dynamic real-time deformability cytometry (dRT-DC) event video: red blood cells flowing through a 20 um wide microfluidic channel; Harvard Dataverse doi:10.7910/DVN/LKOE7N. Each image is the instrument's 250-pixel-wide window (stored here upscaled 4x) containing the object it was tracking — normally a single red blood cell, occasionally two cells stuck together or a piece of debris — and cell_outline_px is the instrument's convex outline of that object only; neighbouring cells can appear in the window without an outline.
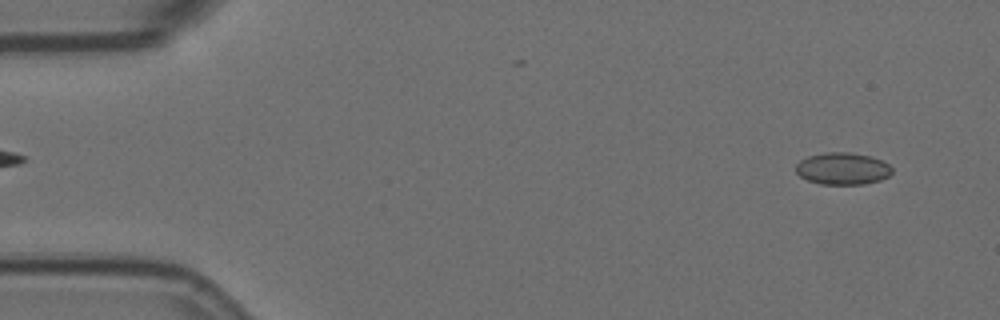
{"species": "Egyptian fruit bat (a non-hibernating species)", "species_latin": "Rousettus aegyptiacus", "temperature_condition": "room temperature", "stored_images_in_passage": 57, "camera_frame_rate_fps": 3000, "um_per_image_px": 0.085, "animal": {"sex": "female"}, "frame": {"image": 1, "passage_image": 4, "time_ms": 1.0, "image_size_px": [1000, 320], "cell_outline_px": [[892, 172], [888, 176], [880, 180], [864, 184], [820, 184], [808, 180], [800, 176], [796, 172], [796, 164], [800, 160], [808, 156], [824, 152], [852, 152], [872, 156], [888, 164], [892, 168]], "centroid_in_image_um": [71.62, 14.32], "position_along_channel_um": 13.4, "area_um2": 18.03}}
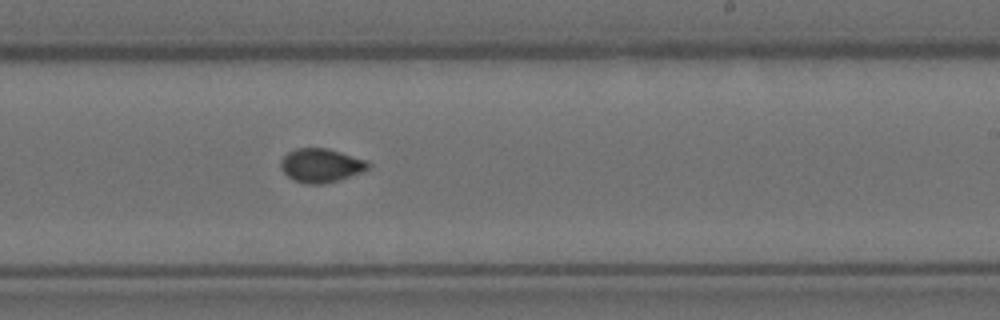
{"frame": {"image": 2, "passage_image": 34, "time_ms": 11.0, "image_size_px": [1000, 320], "cell_outline_px": [[372, 164], [368, 168], [360, 172], [340, 180], [324, 184], [304, 184], [292, 180], [280, 168], [280, 160], [288, 152], [296, 148], [328, 148], [364, 160]], "centroid_in_image_um": [27.24, 14.07], "position_along_channel_um": 261.8, "area_um2": 17.22}}
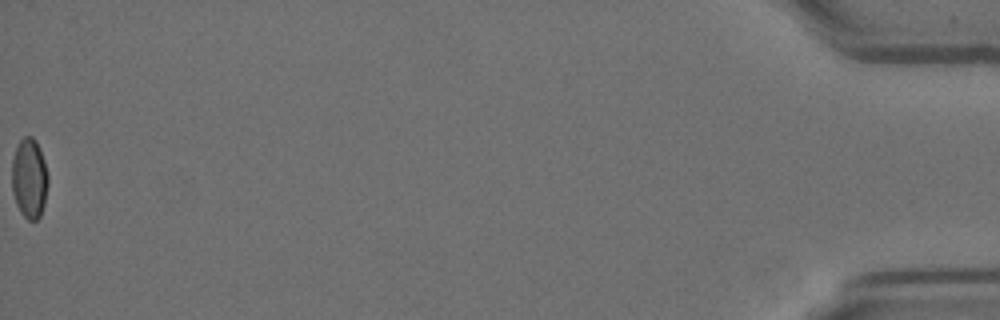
{"frame": {"image": 3, "passage_image": 57, "time_ms": 18.667, "image_size_px": [1000, 320], "cell_outline_px": [[48, 184], [44, 204], [40, 216], [36, 220], [28, 220], [20, 212], [16, 204], [12, 192], [12, 160], [16, 148], [20, 140], [24, 136], [32, 136], [36, 140], [40, 148], [44, 160], [48, 176]], "centroid_in_image_um": [2.49, 15.15], "position_along_channel_um": 432.7, "area_um2": 16.99}, "authors_computed_cell_mechanics": {"area_um2": 17.1088, "velocity_mm_per_s": 3.5889, "shape_relaxation_time_tau1_ms": 8.0569, "shape_relaxation_time_tau2_ms": null, "deformation_change_tau1": 0.1307, "deformation_change_tau2": null}}